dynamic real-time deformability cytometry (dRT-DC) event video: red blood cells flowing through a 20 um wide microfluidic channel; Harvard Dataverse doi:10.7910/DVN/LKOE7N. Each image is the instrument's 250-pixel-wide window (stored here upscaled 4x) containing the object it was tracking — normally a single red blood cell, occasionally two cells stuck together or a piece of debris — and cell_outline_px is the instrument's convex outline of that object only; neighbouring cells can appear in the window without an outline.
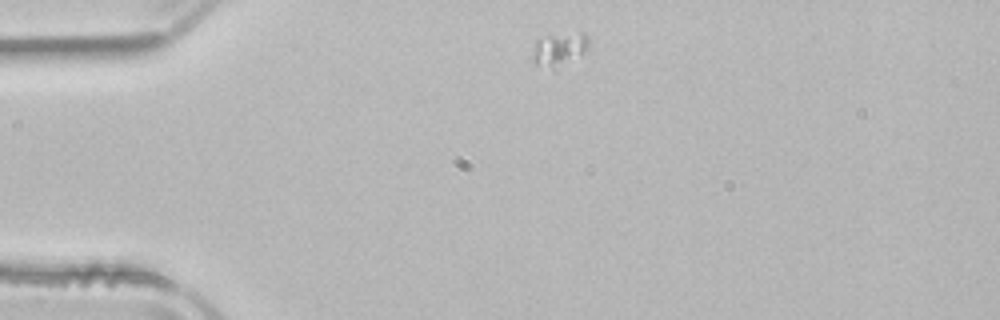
{"species": "common noctule bat (a hibernating species)", "species_latin": "Nyctalus noctula", "temperature_condition": "room temperature", "stored_images_in_passage": 2, "camera_frame_rate_fps": 3000, "um_per_image_px": 0.085, "animal": {"sex": "male", "body_mass_g": 21.5, "forearm_length_mm": 52.0}, "frame": {"image": 1, "passage_image": 1, "time_ms": 0.0, "image_size_px": [1000, 320], "cell_outline_px": [[588, 48], [584, 52], [556, 72], [532, 64], [532, 52], [536, 40], [548, 36], [580, 32], [584, 32], [588, 36]], "centroid_in_image_um": [47.5, 4.26], "position_along_channel_um": 37.5, "area_um2": 11.39}}